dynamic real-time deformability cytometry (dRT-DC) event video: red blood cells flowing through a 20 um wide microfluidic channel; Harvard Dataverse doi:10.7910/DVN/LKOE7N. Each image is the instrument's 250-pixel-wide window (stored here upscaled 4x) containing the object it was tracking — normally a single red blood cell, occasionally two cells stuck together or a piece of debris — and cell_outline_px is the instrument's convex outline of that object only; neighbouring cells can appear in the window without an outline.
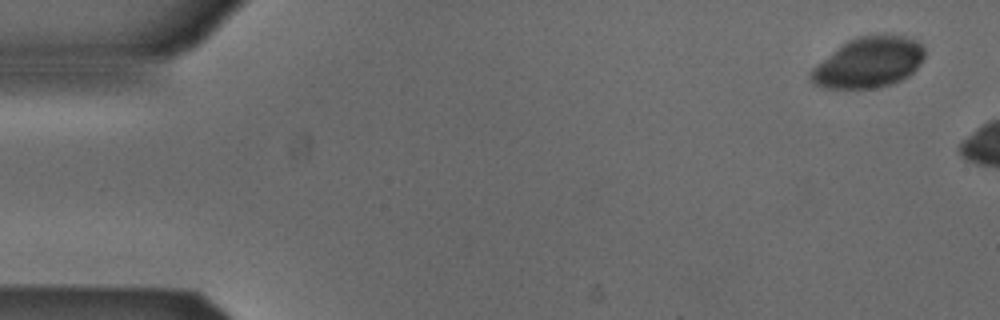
{"species": "Egyptian fruit bat (a non-hibernating species)", "species_latin": "Rousettus aegyptiacus", "temperature_condition": "cold", "stored_images_in_passage": 3, "camera_frame_rate_fps": 3000, "um_per_image_px": 0.085, "animal": {"sex": "male"}, "frame": {"image": 1, "passage_image": 1, "time_ms": 0.0, "image_size_px": [1000, 320], "cell_outline_px": [[924, 60], [908, 76], [892, 84], [872, 88], [824, 88], [812, 84], [808, 76], [808, 72], [816, 64], [840, 44], [856, 36], [904, 36], [920, 40], [924, 44]], "centroid_in_image_um": [73.81, 5.31], "position_along_channel_um": 11.2, "area_um2": 33.81}}